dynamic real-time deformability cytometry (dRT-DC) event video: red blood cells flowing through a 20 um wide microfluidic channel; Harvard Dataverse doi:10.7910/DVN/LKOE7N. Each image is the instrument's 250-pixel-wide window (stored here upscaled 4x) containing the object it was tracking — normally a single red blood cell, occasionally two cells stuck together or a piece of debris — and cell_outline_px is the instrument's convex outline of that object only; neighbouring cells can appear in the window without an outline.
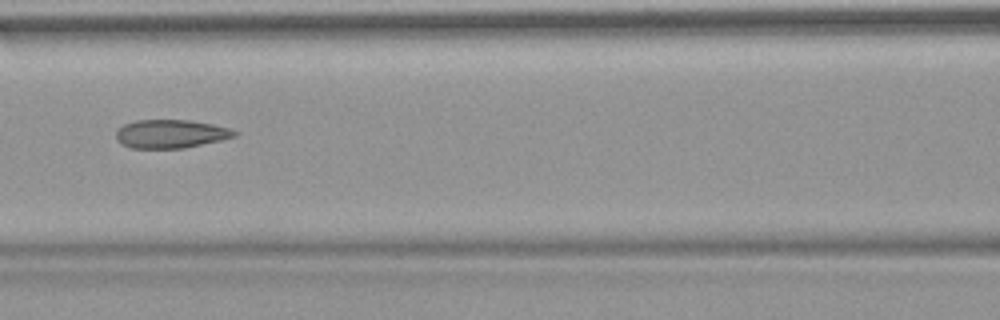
{"species": "common noctule bat (a hibernating species)", "species_latin": "Nyctalus noctula", "temperature_condition": "warm", "stored_images_in_passage": 33, "camera_frame_rate_fps": 3000, "um_per_image_px": 0.085, "animal": {"sex": "female", "body_mass_g": 18.4}, "frame": {"image": 1, "passage_image": 10, "time_ms": 3.0, "image_size_px": [1000, 320], "cell_outline_px": [[240, 132], [236, 136], [220, 140], [184, 148], [132, 148], [120, 144], [116, 140], [116, 132], [124, 124], [136, 120], [188, 120], [212, 124], [228, 128]], "centroid_in_image_um": [14.5, 11.38], "position_along_channel_um": 152.1, "area_um2": 19.59}, "authors_computed_cell_mechanics": {"area_um2": 20.23, "velocity_mm_per_s": 3.8413, "shape_relaxation_time_tau1_ms": null, "shape_relaxation_time_tau2_ms": 2.2786, "deformation_change_tau1": null, "deformation_change_tau2": 0.1137}}